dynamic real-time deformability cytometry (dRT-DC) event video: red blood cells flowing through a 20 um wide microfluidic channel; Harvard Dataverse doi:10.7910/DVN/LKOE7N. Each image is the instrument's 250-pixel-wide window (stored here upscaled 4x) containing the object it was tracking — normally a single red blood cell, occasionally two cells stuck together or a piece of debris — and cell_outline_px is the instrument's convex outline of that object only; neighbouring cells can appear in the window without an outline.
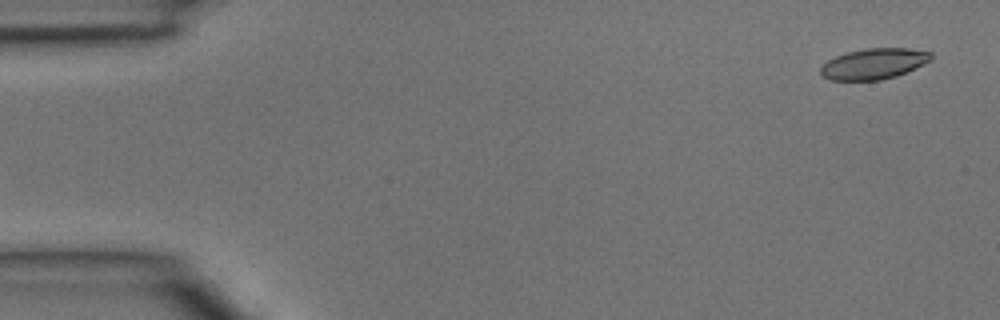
{"species": "common noctule bat (a hibernating species)", "species_latin": "Nyctalus noctula", "temperature_condition": "room temperature", "stored_images_in_passage": 5, "camera_frame_rate_fps": 3000, "um_per_image_px": 0.085, "animal": {"sex": "male", "body_mass_g": 15.6}, "frame": {"image": 1, "passage_image": 1, "time_ms": 0.0, "image_size_px": [1000, 320], "cell_outline_px": [[932, 60], [896, 76], [880, 80], [832, 80], [824, 76], [820, 72], [820, 68], [828, 60], [836, 56], [848, 52], [868, 48], [908, 48], [932, 52]], "centroid_in_image_um": [74.3, 5.41], "position_along_channel_um": 10.7, "area_um2": 19.59}}
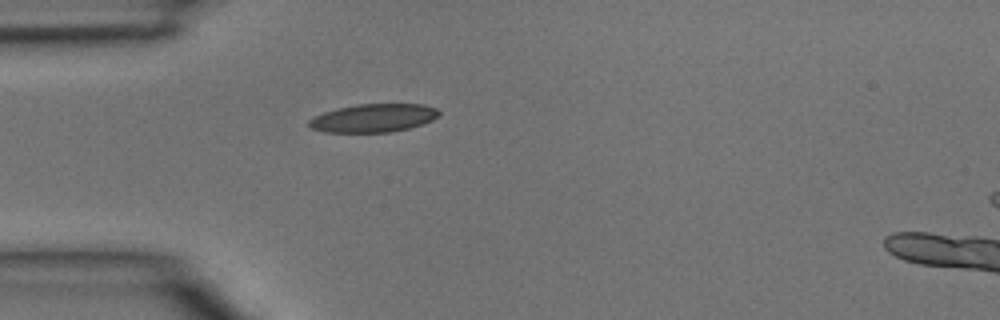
{"frame": {"image": 2, "passage_image": 4, "time_ms": 1.0, "image_size_px": [1000, 320], "cell_outline_px": [[440, 112], [432, 120], [408, 128], [392, 132], [324, 132], [312, 128], [308, 124], [308, 120], [324, 112], [356, 104], [424, 104], [436, 108]], "centroid_in_image_um": [31.74, 10.03], "position_along_channel_um": 53.3, "area_um2": 21.15}}